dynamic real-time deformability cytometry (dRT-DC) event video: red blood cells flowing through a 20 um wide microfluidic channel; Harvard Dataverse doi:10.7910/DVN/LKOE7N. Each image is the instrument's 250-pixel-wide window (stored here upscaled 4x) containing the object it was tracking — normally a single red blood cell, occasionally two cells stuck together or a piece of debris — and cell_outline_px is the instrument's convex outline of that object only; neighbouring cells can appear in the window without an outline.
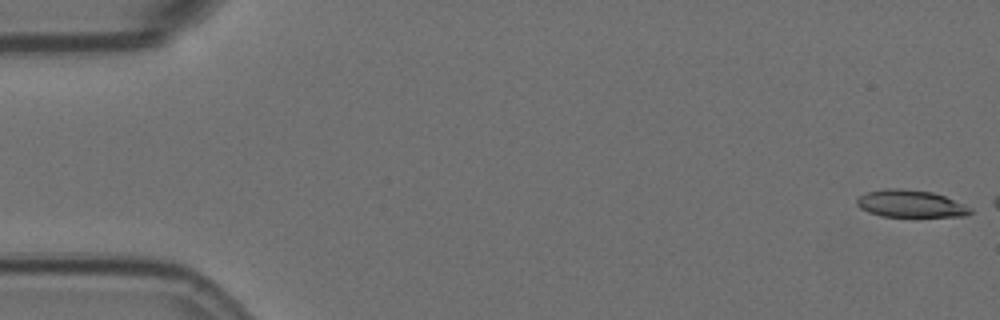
{"species": "Egyptian fruit bat (a non-hibernating species)", "species_latin": "Rousettus aegyptiacus", "temperature_condition": "room temperature", "stored_images_in_passage": 5, "camera_frame_rate_fps": 3000, "um_per_image_px": 0.085, "animal": {"sex": "female"}, "frame": {"image": 1, "passage_image": 1, "time_ms": 0.0, "image_size_px": [1000, 320], "cell_outline_px": [[972, 212], [968, 216], [880, 216], [868, 212], [860, 208], [856, 204], [856, 200], [864, 192], [884, 188], [900, 188], [932, 192], [944, 196], [964, 204], [972, 208]], "centroid_in_image_um": [77.37, 17.31], "position_along_channel_um": 7.6, "area_um2": 18.09}}